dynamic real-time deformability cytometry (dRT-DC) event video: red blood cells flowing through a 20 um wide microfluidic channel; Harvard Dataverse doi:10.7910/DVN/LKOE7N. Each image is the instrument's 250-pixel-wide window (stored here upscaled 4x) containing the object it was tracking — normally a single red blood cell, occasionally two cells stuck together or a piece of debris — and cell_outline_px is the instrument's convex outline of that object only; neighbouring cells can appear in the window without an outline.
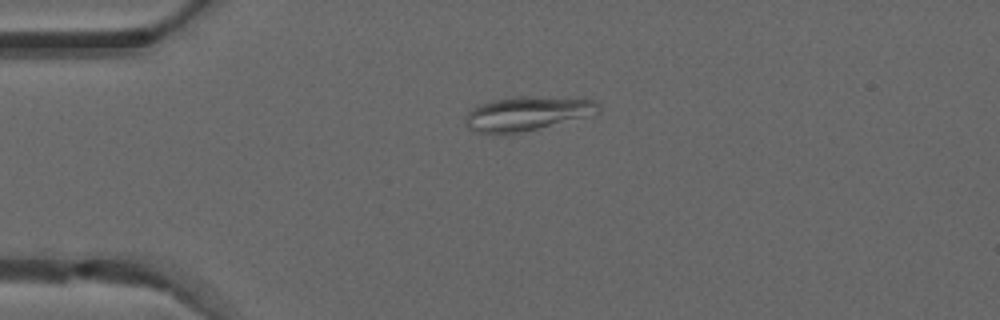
{"species": "common noctule bat (a hibernating species)", "species_latin": "Nyctalus noctula", "temperature_condition": "warm", "stored_images_in_passage": 39, "camera_frame_rate_fps": 3000, "um_per_image_px": 0.085, "animal": {"sex": "male", "forearm_length_mm": 52.5}, "frame": {"image": 1, "passage_image": 2, "time_ms": 0.333, "image_size_px": [1000, 320], "cell_outline_px": [[600, 112], [592, 116], [508, 136], [476, 132], [468, 128], [464, 124], [464, 116], [472, 108], [480, 104], [492, 100], [520, 96], [524, 96], [596, 100], [600, 104]], "centroid_in_image_um": [44.79, 9.69], "position_along_channel_um": 40.2, "area_um2": 27.22}}
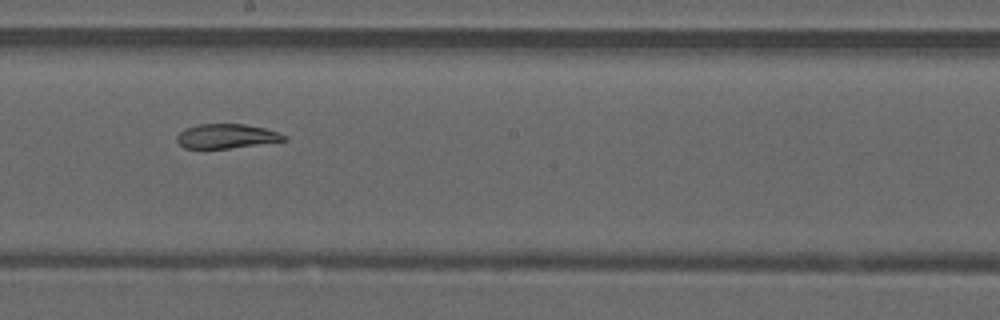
{"frame": {"image": 2, "passage_image": 18, "time_ms": 5.667, "image_size_px": [1000, 320], "cell_outline_px": [[288, 140], [228, 148], [184, 148], [176, 140], [176, 136], [184, 128], [200, 124], [244, 124], [264, 128], [288, 136]], "centroid_in_image_um": [19.23, 11.57], "position_along_channel_um": 229.0, "area_um2": 15.09}}
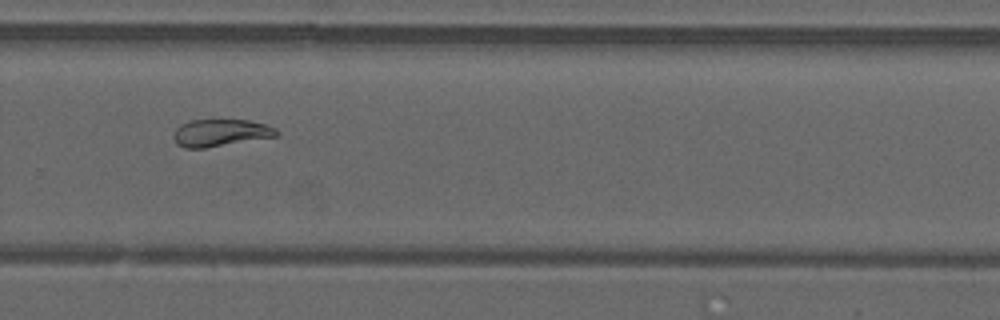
{"frame": {"image": 3, "passage_image": 24, "time_ms": 7.667, "image_size_px": [1000, 320], "cell_outline_px": [[280, 132], [276, 136], [204, 148], [184, 148], [176, 144], [172, 136], [176, 128], [180, 124], [192, 120], [248, 120], [264, 124], [276, 128]], "centroid_in_image_um": [18.7, 11.29], "position_along_channel_um": 311.1, "area_um2": 16.24}, "authors_computed_cell_mechanics": {"area_um2": 16.3574, "velocity_mm_per_s": 4.1135, "shape_relaxation_time_tau1_ms": null, "shape_relaxation_time_tau2_ms": 2.959, "deformation_change_tau1": null, "deformation_change_tau2": 0.0614}}